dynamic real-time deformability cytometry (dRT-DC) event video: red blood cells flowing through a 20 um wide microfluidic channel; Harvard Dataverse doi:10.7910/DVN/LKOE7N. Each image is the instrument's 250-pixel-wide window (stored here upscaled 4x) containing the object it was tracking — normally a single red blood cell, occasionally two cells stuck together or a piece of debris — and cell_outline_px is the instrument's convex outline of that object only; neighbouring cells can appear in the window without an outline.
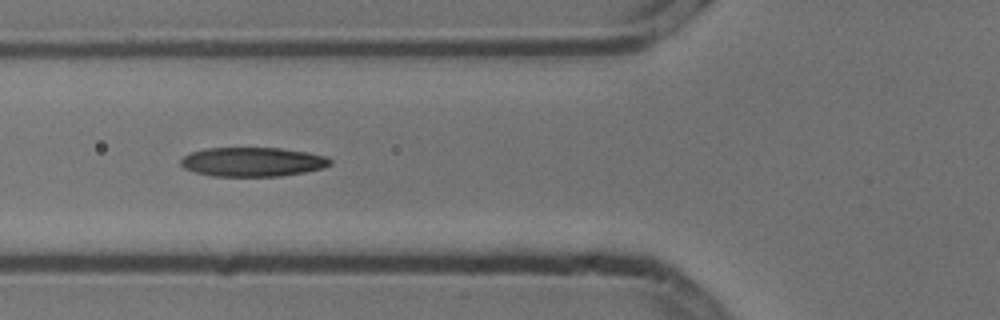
{"species": "common noctule bat (a hibernating species)", "species_latin": "Nyctalus noctula", "temperature_condition": "cold", "stored_images_in_passage": 8, "camera_frame_rate_fps": 3000, "um_per_image_px": 0.085, "animal": {"sex": "male", "body_mass_g": 13.3}, "frame": {"image": 1, "passage_image": 6, "time_ms": 1.667, "image_size_px": [1000, 320], "cell_outline_px": [[332, 164], [324, 168], [304, 172], [280, 176], [212, 176], [196, 172], [184, 168], [180, 164], [180, 160], [188, 152], [208, 148], [280, 148], [308, 152], [324, 156], [332, 160]], "centroid_in_image_um": [21.47, 13.76], "position_along_channel_um": 104.3, "area_um2": 25.49}}
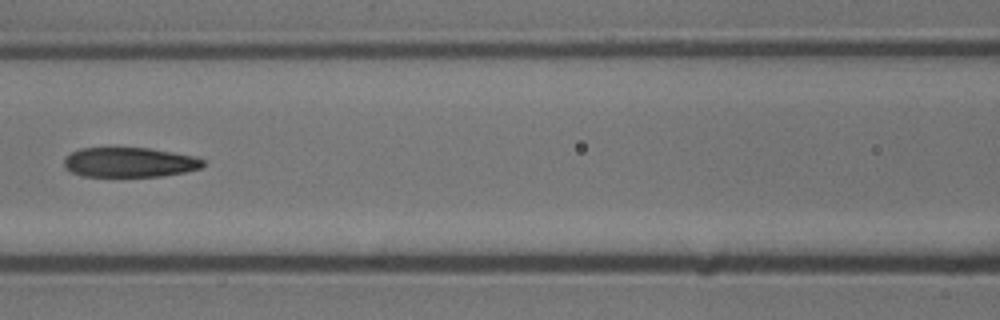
{"frame": {"image": 2, "passage_image": 7, "time_ms": 2.0, "image_size_px": [1000, 320], "cell_outline_px": [[204, 164], [200, 168], [184, 172], [160, 176], [84, 176], [72, 172], [64, 168], [64, 160], [72, 152], [80, 148], [148, 148], [196, 156], [204, 160]], "centroid_in_image_um": [11.01, 13.79], "position_along_channel_um": 155.6, "area_um2": 23.93}}
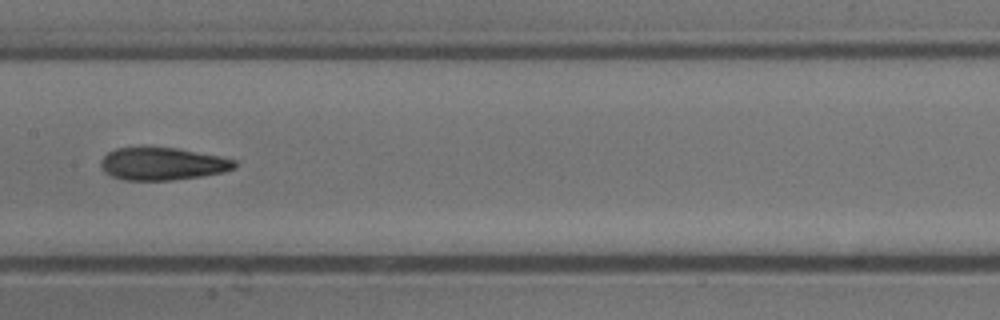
{"frame": {"image": 3, "passage_image": 8, "time_ms": 2.333, "image_size_px": [1000, 320], "cell_outline_px": [[236, 168], [224, 172], [200, 176], [172, 180], [124, 180], [112, 176], [100, 164], [104, 156], [108, 152], [116, 148], [176, 148], [236, 160]], "centroid_in_image_um": [13.83, 13.93], "position_along_channel_um": 193.6, "area_um2": 24.85}}